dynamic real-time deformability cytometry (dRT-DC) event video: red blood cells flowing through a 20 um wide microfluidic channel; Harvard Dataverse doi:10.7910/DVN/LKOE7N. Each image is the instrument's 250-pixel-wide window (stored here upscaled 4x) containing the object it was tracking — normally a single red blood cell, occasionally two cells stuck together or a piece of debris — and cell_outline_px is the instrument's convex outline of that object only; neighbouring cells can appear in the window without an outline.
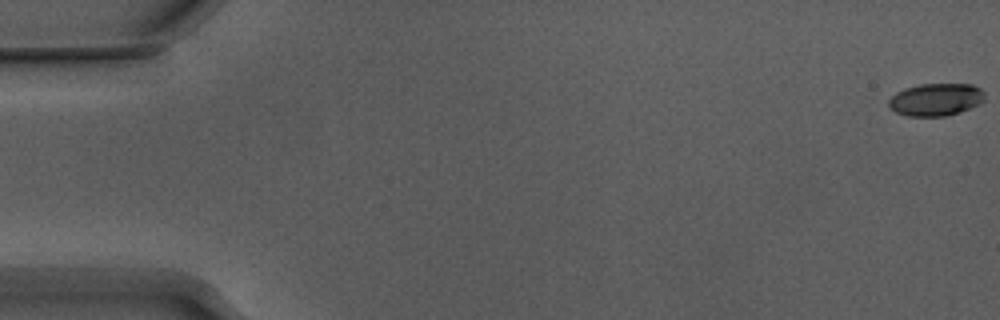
{"species": "Egyptian fruit bat (a non-hibernating species)", "species_latin": "Rousettus aegyptiacus", "temperature_condition": "warm", "stored_images_in_passage": 55, "camera_frame_rate_fps": 3000, "um_per_image_px": 0.085, "animal": {"sex": "male"}, "frame": {"image": 1, "passage_image": 1, "time_ms": 0.0, "image_size_px": [1000, 320], "cell_outline_px": [[984, 100], [980, 104], [960, 112], [944, 116], [908, 116], [896, 112], [888, 108], [888, 100], [896, 92], [904, 88], [920, 84], [972, 84], [980, 88], [984, 92]], "centroid_in_image_um": [79.53, 8.46], "position_along_channel_um": 5.5, "area_um2": 18.32}}
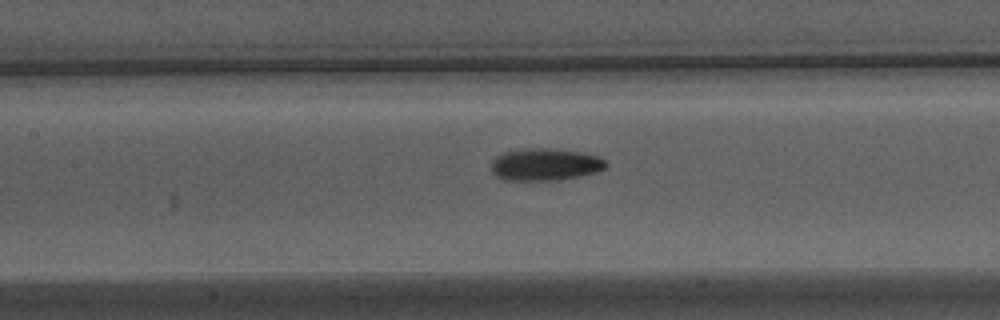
{"frame": {"image": 2, "passage_image": 26, "time_ms": 8.333, "image_size_px": [1000, 320], "cell_outline_px": [[608, 164], [604, 168], [596, 172], [580, 176], [560, 180], [504, 180], [496, 176], [492, 172], [492, 160], [496, 156], [504, 152], [524, 148], [544, 148], [576, 152], [596, 156], [604, 160]], "centroid_in_image_um": [46.29, 13.99], "position_along_channel_um": 161.1, "area_um2": 21.33}}
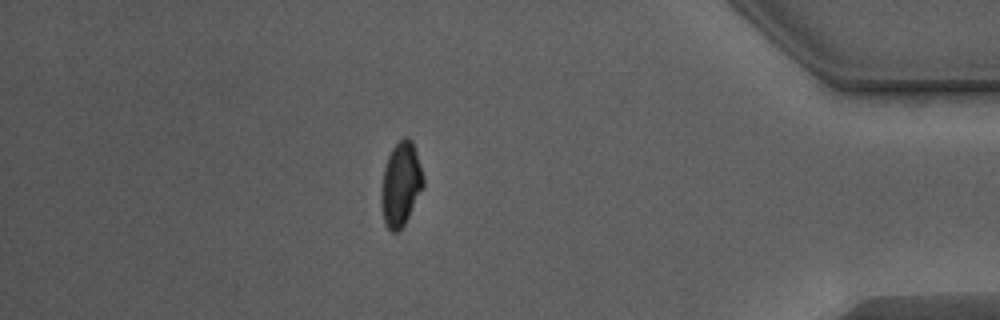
{"frame": {"image": 3, "passage_image": 48, "time_ms": 15.667, "image_size_px": [1000, 320], "cell_outline_px": [[424, 188], [404, 224], [396, 232], [392, 232], [388, 228], [384, 220], [380, 204], [380, 192], [384, 168], [388, 156], [392, 148], [404, 136], [408, 136], [412, 140], [424, 176]], "centroid_in_image_um": [34.07, 15.64], "position_along_channel_um": 401.1, "area_um2": 20.69}, "authors_computed_cell_mechanics": {"area_um2": 20.1722, "velocity_mm_per_s": 3.8477, "shape_relaxation_time_tau1_ms": 3.086, "shape_relaxation_time_tau2_ms": 2.2627, "deformation_change_tau1": 0.1222, "deformation_change_tau2": 0.0714}}